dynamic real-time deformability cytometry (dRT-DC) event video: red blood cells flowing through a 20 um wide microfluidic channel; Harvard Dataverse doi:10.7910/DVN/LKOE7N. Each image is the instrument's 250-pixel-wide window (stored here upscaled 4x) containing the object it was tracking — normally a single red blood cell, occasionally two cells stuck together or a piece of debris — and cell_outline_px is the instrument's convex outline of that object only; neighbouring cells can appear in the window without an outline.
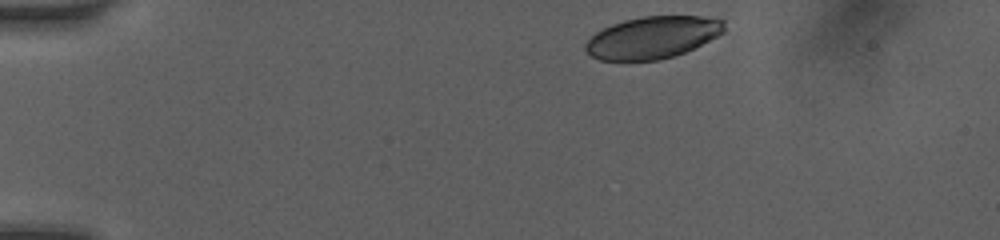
{"species": "human", "species_latin": "Homo sapiens", "temperature_condition": "room temperature", "stored_images_in_passage": 11, "camera_frame_rate_fps": 3000, "um_per_image_px": 0.085, "donor": {"sex": "female"}, "frame": {"image": 1, "passage_image": 1, "time_ms": 0.0, "image_size_px": [1000, 240], "cell_outline_px": [[724, 32], [684, 52], [672, 56], [656, 60], [600, 60], [592, 56], [584, 48], [584, 44], [596, 32], [612, 24], [624, 20], [644, 16], [700, 16], [724, 20]], "centroid_in_image_um": [55.44, 3.17], "position_along_channel_um": 29.6, "area_um2": 33.52}}
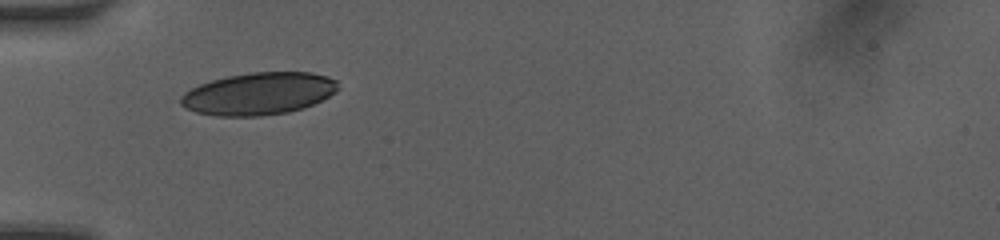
{"frame": {"image": 2, "passage_image": 8, "time_ms": 2.667, "image_size_px": [1000, 240], "cell_outline_px": [[340, 88], [336, 92], [304, 108], [288, 112], [260, 116], [216, 116], [196, 112], [180, 104], [180, 96], [184, 92], [200, 84], [212, 80], [228, 76], [252, 72], [312, 72], [328, 76], [336, 80]], "centroid_in_image_um": [22.0, 7.96], "position_along_channel_um": 63.0, "area_um2": 38.78}}
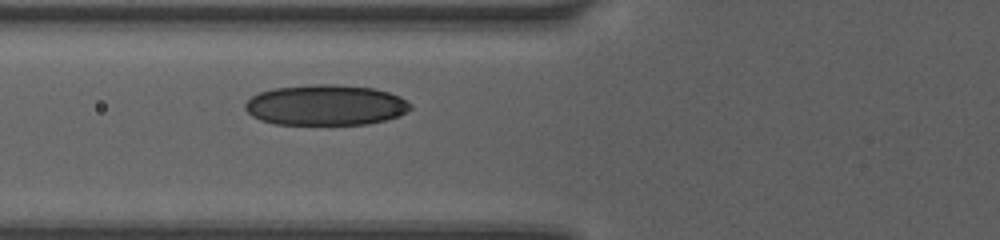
{"frame": {"image": 3, "passage_image": 11, "time_ms": 3.667, "image_size_px": [1000, 240], "cell_outline_px": [[412, 108], [400, 116], [368, 124], [276, 124], [260, 120], [252, 116], [244, 108], [244, 104], [252, 96], [260, 92], [272, 88], [316, 84], [336, 84], [372, 88], [388, 92], [400, 96], [412, 104]], "centroid_in_image_um": [27.69, 8.93], "position_along_channel_um": 98.1, "area_um2": 39.19}}